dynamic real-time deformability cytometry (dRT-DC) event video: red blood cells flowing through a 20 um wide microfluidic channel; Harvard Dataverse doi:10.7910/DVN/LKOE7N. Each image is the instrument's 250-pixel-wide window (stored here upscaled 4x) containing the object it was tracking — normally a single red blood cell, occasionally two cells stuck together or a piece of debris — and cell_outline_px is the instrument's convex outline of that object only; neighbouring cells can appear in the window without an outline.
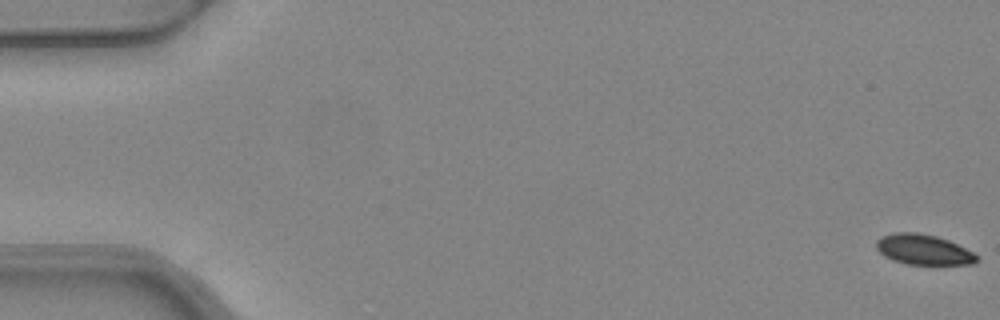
{"species": "common noctule bat (a hibernating species)", "species_latin": "Nyctalus noctula", "temperature_condition": "warm", "stored_images_in_passage": 5, "camera_frame_rate_fps": 3000, "um_per_image_px": 0.085, "animal": {"sex": "female", "body_mass_g": 24.6, "forearm_length_mm": 56.2}, "frame": {"image": 1, "passage_image": 1, "time_ms": 0.0, "image_size_px": [1000, 320], "cell_outline_px": [[980, 260], [972, 264], [904, 264], [892, 260], [884, 256], [876, 248], [876, 240], [880, 236], [892, 232], [916, 232], [936, 236], [948, 240], [972, 252]], "centroid_in_image_um": [78.43, 21.21], "position_along_channel_um": 6.6, "area_um2": 17.74}}
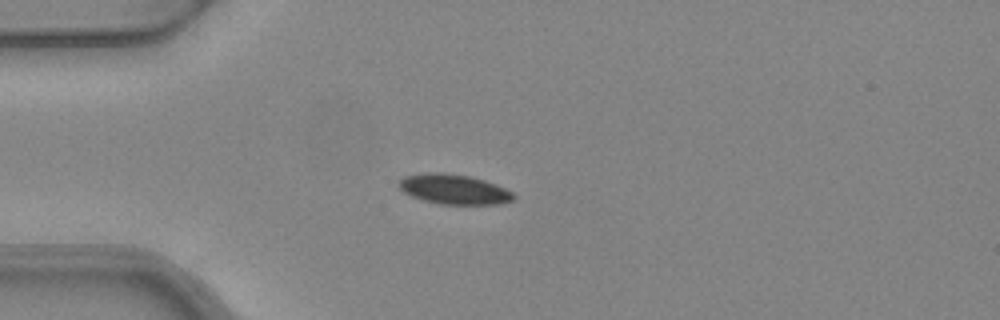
{"frame": {"image": 2, "passage_image": 5, "time_ms": 1.333, "image_size_px": [1000, 320], "cell_outline_px": [[516, 196], [512, 200], [500, 204], [440, 204], [424, 200], [412, 196], [404, 192], [396, 184], [404, 176], [428, 172], [444, 172], [468, 176], [484, 180], [496, 184], [512, 192]], "centroid_in_image_um": [38.57, 16.08], "position_along_channel_um": 46.4, "area_um2": 19.94}}